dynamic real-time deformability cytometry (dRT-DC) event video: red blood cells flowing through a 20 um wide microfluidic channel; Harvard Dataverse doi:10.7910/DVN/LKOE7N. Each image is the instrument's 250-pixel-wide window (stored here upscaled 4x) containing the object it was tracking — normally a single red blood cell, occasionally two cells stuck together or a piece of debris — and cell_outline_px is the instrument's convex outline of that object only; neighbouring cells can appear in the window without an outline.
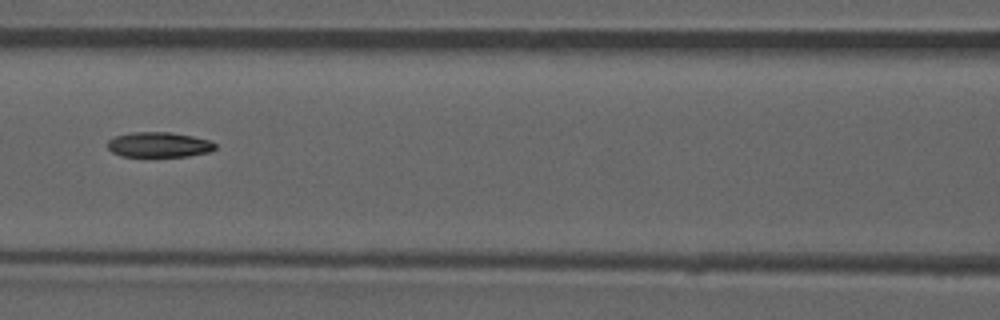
{"species": "common noctule bat (a hibernating species)", "species_latin": "Nyctalus noctula", "temperature_condition": "room temperature", "stored_images_in_passage": 52, "camera_frame_rate_fps": 3000, "um_per_image_px": 0.085, "animal": {"sex": "male", "forearm_length_mm": 52.5}, "frame": {"image": 1, "passage_image": 23, "time_ms": 7.333, "image_size_px": [1000, 320], "cell_outline_px": [[216, 148], [208, 152], [188, 156], [120, 156], [112, 152], [108, 148], [108, 140], [116, 136], [132, 132], [168, 132], [192, 136], [208, 140], [216, 144]], "centroid_in_image_um": [13.49, 12.3], "position_along_channel_um": 153.1, "area_um2": 15.61}}